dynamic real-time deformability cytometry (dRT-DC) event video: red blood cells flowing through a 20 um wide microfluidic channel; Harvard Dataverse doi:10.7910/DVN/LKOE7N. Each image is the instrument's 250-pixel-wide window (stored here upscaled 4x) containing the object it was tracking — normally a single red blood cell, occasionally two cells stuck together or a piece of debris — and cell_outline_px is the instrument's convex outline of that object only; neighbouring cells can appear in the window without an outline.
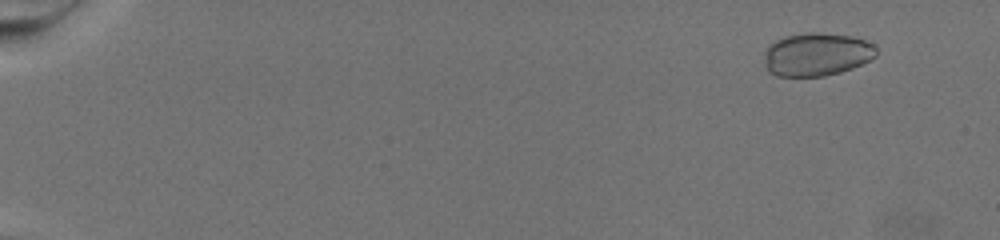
{"species": "common noctule bat (a hibernating species)", "species_latin": "Nyctalus noctula", "temperature_condition": "warm", "stored_images_in_passage": 78, "camera_frame_rate_fps": 3000, "um_per_image_px": 0.085, "animal": {"sex": "female", "body_mass_g": 19.5, "forearm_length_mm": 54.1}, "frame": {"image": 1, "passage_image": 8, "time_ms": 2.333, "image_size_px": [1000, 240], "cell_outline_px": [[876, 56], [852, 68], [840, 72], [824, 76], [776, 76], [768, 72], [764, 64], [764, 52], [776, 40], [784, 36], [812, 32], [816, 32], [852, 36], [864, 40], [872, 44], [876, 48]], "centroid_in_image_um": [69.39, 4.63], "position_along_channel_um": 15.6, "area_um2": 28.09}}
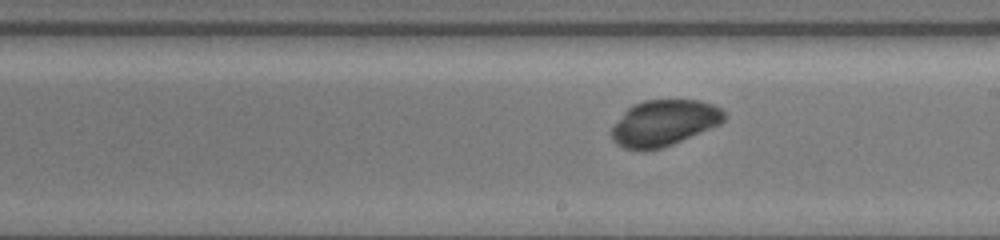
{"frame": {"image": 2, "passage_image": 49, "time_ms": 16.0, "image_size_px": [1000, 240], "cell_outline_px": [[728, 116], [720, 124], [672, 144], [660, 148], [644, 152], [624, 148], [616, 144], [612, 140], [608, 132], [624, 112], [632, 104], [644, 100], [700, 100], [712, 104], [720, 108]], "centroid_in_image_um": [56.4, 10.46], "position_along_channel_um": 232.6, "area_um2": 30.46}}
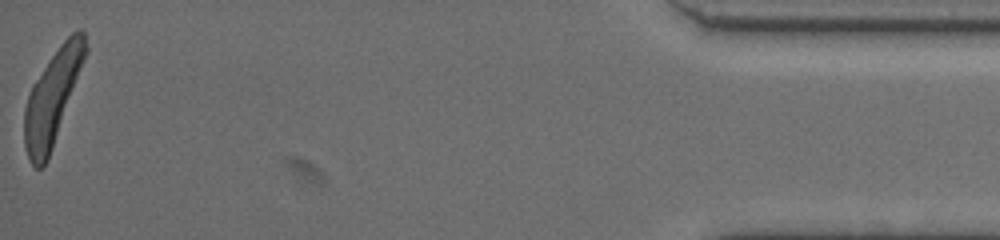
{"frame": {"image": 3, "passage_image": 78, "time_ms": 25.667, "image_size_px": [1000, 240], "cell_outline_px": [[88, 52], [48, 160], [40, 168], [36, 168], [28, 160], [24, 144], [24, 108], [32, 84], [60, 44], [72, 32], [80, 28], [84, 32], [88, 48]], "centroid_in_image_um": [4.46, 8.27], "position_along_channel_um": 430.7, "area_um2": 33.29}}